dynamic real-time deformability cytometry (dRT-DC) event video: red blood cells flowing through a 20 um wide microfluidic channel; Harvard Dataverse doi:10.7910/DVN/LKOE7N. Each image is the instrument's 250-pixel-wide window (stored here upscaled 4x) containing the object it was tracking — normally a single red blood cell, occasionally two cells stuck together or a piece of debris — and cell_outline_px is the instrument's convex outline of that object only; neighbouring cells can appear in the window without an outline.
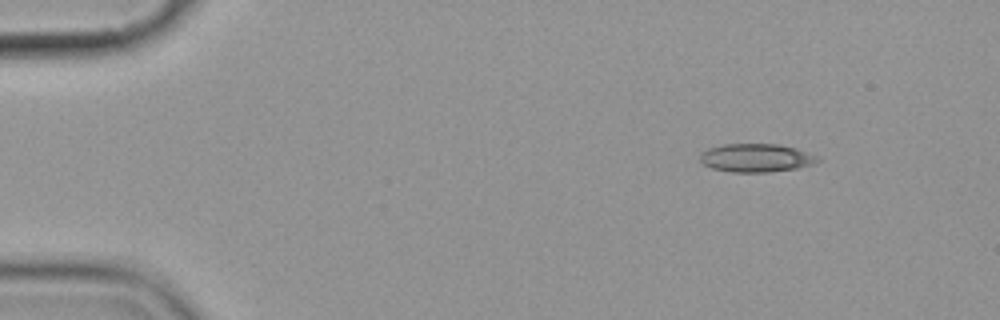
{"species": "common noctule bat (a hibernating species)", "species_latin": "Nyctalus noctula", "temperature_condition": "cold", "stored_images_in_passage": 5, "camera_frame_rate_fps": 3000, "um_per_image_px": 0.085, "animal": {"sex": "female", "body_mass_g": 19.9}, "frame": {"image": 1, "passage_image": 1, "time_ms": 0.0, "image_size_px": [1000, 320], "cell_outline_px": [[820, 160], [812, 164], [796, 168], [768, 172], [732, 172], [712, 168], [704, 164], [700, 160], [700, 152], [708, 148], [724, 144], [780, 144], [796, 148], [816, 156]], "centroid_in_image_um": [64.24, 13.41], "position_along_channel_um": 20.8, "area_um2": 19.31}}
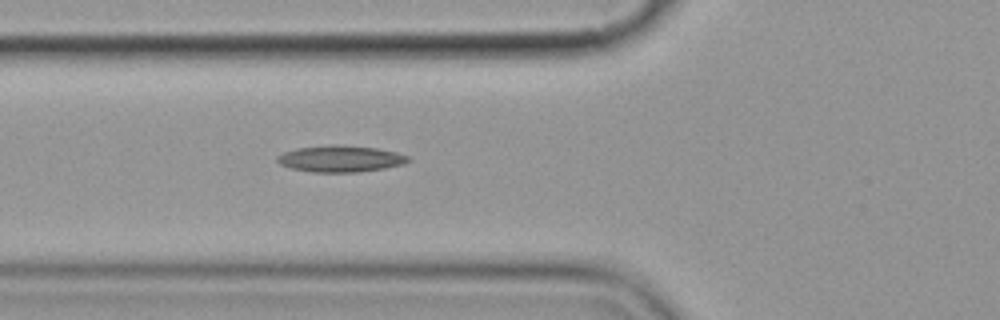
{"frame": {"image": 2, "passage_image": 5, "time_ms": 4.667, "image_size_px": [1000, 320], "cell_outline_px": [[412, 160], [404, 164], [384, 168], [360, 172], [312, 172], [292, 168], [280, 164], [276, 160], [276, 156], [284, 152], [296, 148], [332, 144], [336, 144], [376, 148], [396, 152], [408, 156]], "centroid_in_image_um": [28.94, 13.49], "position_along_channel_um": 96.9, "area_um2": 20.29}}